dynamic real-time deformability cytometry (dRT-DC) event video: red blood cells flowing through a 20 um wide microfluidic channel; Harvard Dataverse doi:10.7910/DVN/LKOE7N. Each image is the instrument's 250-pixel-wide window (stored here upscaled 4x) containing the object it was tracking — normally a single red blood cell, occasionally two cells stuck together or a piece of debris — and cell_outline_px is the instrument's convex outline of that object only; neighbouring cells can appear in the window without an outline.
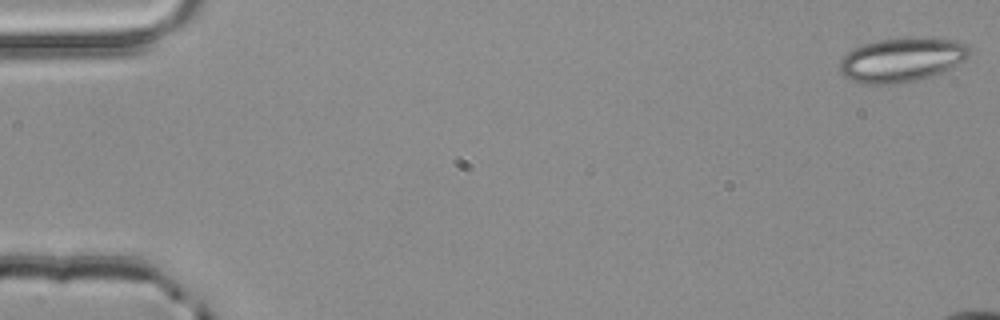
{"species": "common noctule bat (a hibernating species)", "species_latin": "Nyctalus noctula", "temperature_condition": "room temperature", "stored_images_in_passage": 4, "camera_frame_rate_fps": 3000, "um_per_image_px": 0.085, "animal": {"sex": "male", "body_mass_g": 20.4}, "frame": {"image": 1, "passage_image": 1, "time_ms": 0.0, "image_size_px": [1000, 320], "cell_outline_px": [[972, 52], [964, 60], [932, 76], [900, 84], [860, 84], [844, 76], [840, 72], [840, 60], [848, 52], [864, 44], [880, 40], [908, 36], [948, 40], [968, 44], [972, 48]], "centroid_in_image_um": [76.65, 5.08], "position_along_channel_um": 8.4, "area_um2": 33.41}}